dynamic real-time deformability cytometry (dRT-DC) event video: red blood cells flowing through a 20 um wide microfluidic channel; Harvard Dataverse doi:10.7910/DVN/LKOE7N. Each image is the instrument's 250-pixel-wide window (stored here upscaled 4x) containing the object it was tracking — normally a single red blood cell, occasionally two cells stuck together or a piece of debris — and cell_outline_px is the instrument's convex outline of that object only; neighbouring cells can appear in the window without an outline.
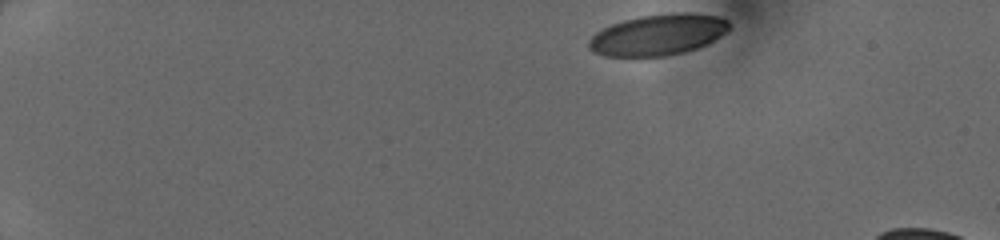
{"species": "human", "species_latin": "Homo sapiens", "temperature_condition": "cold", "stored_images_in_passage": 41, "camera_frame_rate_fps": 3000, "um_per_image_px": 0.085, "donor": {"sex": "female"}, "frame": {"image": 1, "passage_image": 1, "time_ms": 0.0, "image_size_px": [1000, 240], "cell_outline_px": [[732, 28], [720, 36], [696, 48], [684, 52], [664, 56], [604, 56], [588, 48], [588, 40], [596, 32], [612, 24], [624, 20], [640, 16], [672, 12], [692, 12], [716, 16], [728, 20], [732, 24]], "centroid_in_image_um": [55.95, 2.94], "position_along_channel_um": 29.0, "area_um2": 33.58}}
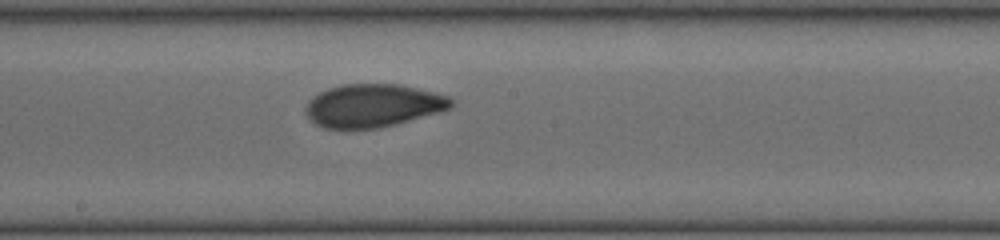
{"frame": {"image": 2, "passage_image": 22, "time_ms": 7.0, "image_size_px": [1000, 240], "cell_outline_px": [[456, 104], [452, 108], [440, 112], [396, 124], [380, 128], [324, 128], [316, 124], [304, 112], [304, 108], [308, 100], [312, 96], [328, 88], [344, 84], [400, 84], [448, 96]], "centroid_in_image_um": [31.71, 8.97], "position_along_channel_um": 216.5, "area_um2": 36.59}}
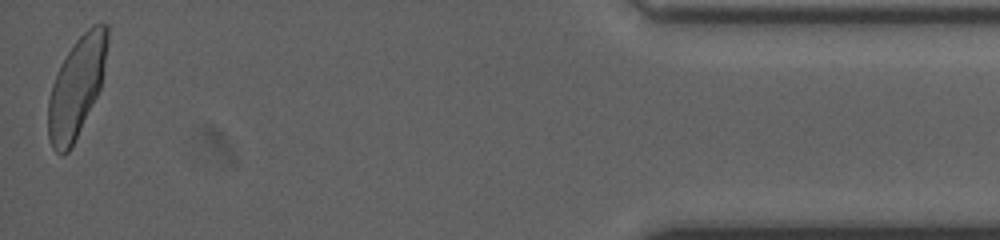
{"frame": {"image": 3, "passage_image": 41, "time_ms": 13.333, "image_size_px": [1000, 240], "cell_outline_px": [[108, 40], [100, 88], [68, 152], [60, 156], [52, 148], [48, 136], [48, 100], [52, 84], [68, 52], [76, 40], [92, 24], [108, 24]], "centroid_in_image_um": [6.49, 7.4], "position_along_channel_um": 428.7, "area_um2": 33.58}}